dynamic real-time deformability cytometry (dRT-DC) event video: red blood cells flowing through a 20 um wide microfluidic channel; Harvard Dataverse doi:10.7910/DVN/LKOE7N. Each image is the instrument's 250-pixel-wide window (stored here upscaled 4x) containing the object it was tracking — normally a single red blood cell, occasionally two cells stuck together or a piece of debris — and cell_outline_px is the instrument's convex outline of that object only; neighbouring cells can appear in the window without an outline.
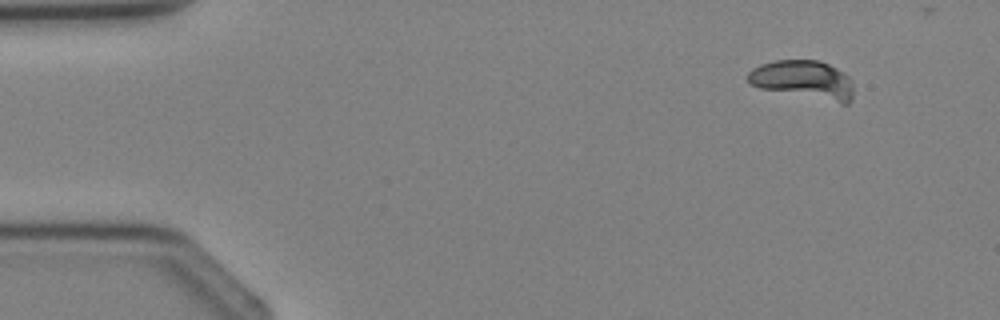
{"species": "Egyptian fruit bat (a non-hibernating species)", "species_latin": "Rousettus aegyptiacus", "temperature_condition": "cold", "stored_images_in_passage": 3, "camera_frame_rate_fps": 3000, "um_per_image_px": 0.085, "animal": {"sex": "female"}, "frame": {"image": 1, "passage_image": 1, "time_ms": 0.0, "image_size_px": [1000, 320], "cell_outline_px": [[852, 100], [848, 104], [840, 104], [760, 88], [748, 84], [748, 72], [752, 68], [760, 64], [776, 60], [816, 60], [828, 64], [844, 72], [848, 76], [852, 84]], "centroid_in_image_um": [68.29, 6.79], "position_along_channel_um": 16.7, "area_um2": 23.87}}
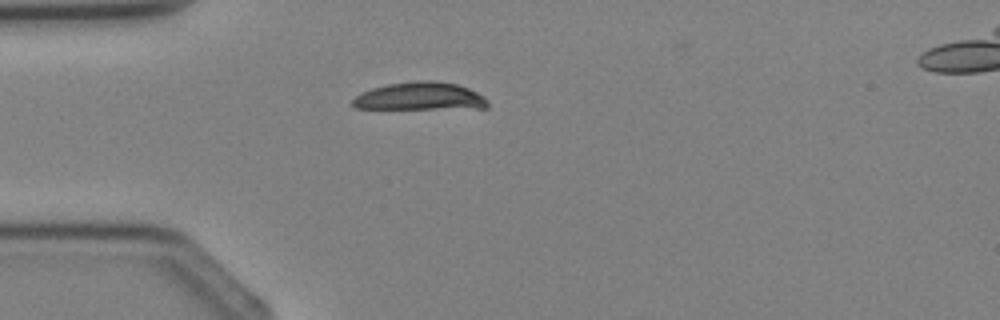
{"frame": {"image": 2, "passage_image": 3, "time_ms": 2.333, "image_size_px": [1000, 320], "cell_outline_px": [[488, 108], [356, 108], [352, 104], [352, 100], [360, 92], [372, 88], [388, 84], [416, 80], [432, 80], [456, 84], [468, 88], [484, 96], [488, 100]], "centroid_in_image_um": [35.71, 8.18], "position_along_channel_um": 49.3, "area_um2": 21.79}}